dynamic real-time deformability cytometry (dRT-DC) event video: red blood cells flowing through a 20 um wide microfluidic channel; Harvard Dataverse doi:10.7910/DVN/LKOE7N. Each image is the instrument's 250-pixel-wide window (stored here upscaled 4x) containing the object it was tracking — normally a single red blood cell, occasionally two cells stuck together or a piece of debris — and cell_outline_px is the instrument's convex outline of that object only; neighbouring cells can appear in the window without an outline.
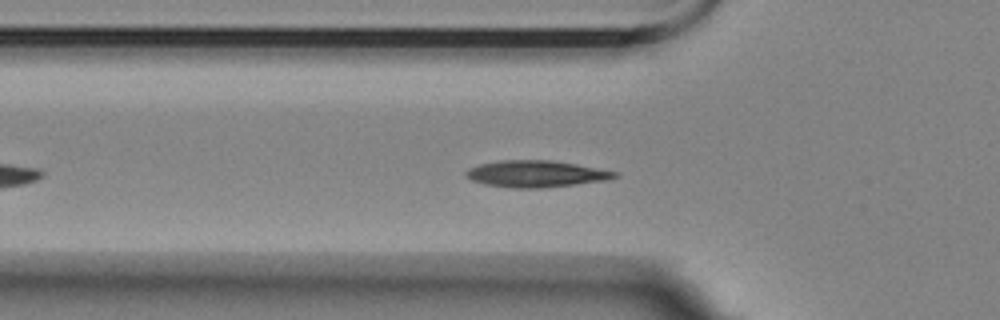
{"species": "Egyptian fruit bat (a non-hibernating species)", "species_latin": "Rousettus aegyptiacus", "temperature_condition": "room temperature", "stored_images_in_passage": 39, "camera_frame_rate_fps": 3000, "um_per_image_px": 0.085, "animal": {"sex": "female"}, "frame": {"image": 1, "passage_image": 10, "time_ms": 3.0, "image_size_px": [1000, 320], "cell_outline_px": [[620, 176], [608, 180], [576, 184], [540, 188], [512, 188], [484, 184], [472, 180], [464, 176], [464, 172], [468, 168], [480, 164], [500, 160], [552, 160], [576, 164], [620, 172]], "centroid_in_image_um": [45.57, 14.77], "position_along_channel_um": 80.2, "area_um2": 23.29}}
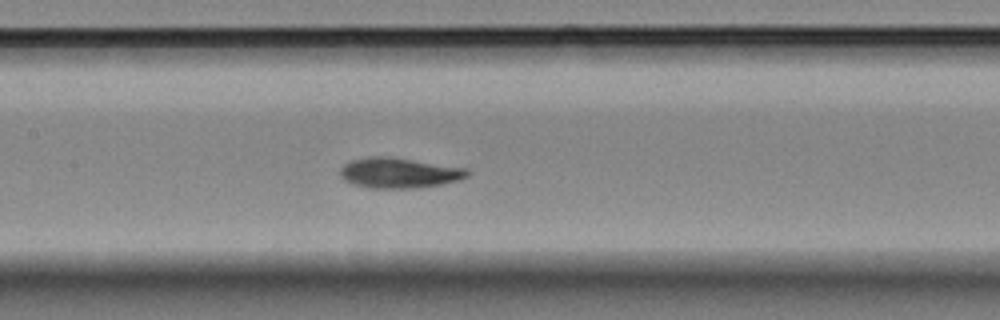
{"frame": {"image": 2, "passage_image": 18, "time_ms": 5.667, "image_size_px": [1000, 320], "cell_outline_px": [[472, 172], [468, 176], [460, 180], [420, 188], [372, 188], [352, 184], [344, 180], [340, 176], [340, 168], [344, 164], [352, 160], [368, 156], [388, 156], [468, 168]], "centroid_in_image_um": [33.94, 14.69], "position_along_channel_um": 173.5, "area_um2": 22.72}}
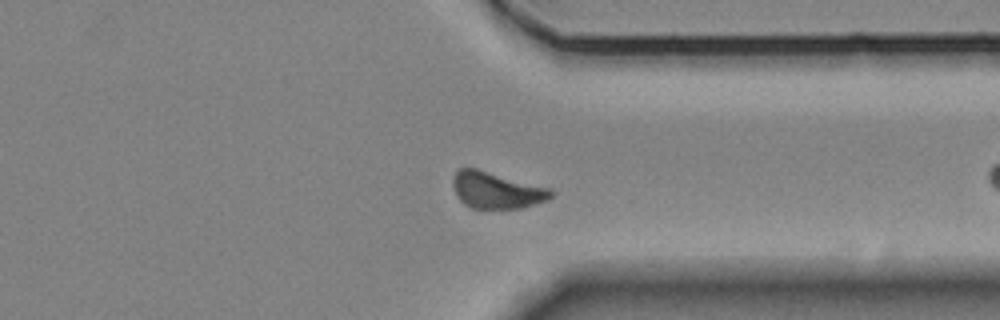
{"frame": {"image": 3, "passage_image": 31, "time_ms": 10.0, "image_size_px": [1000, 320], "cell_outline_px": [[556, 192], [548, 200], [524, 208], [472, 208], [464, 204], [460, 200], [452, 184], [452, 176], [460, 168], [476, 168], [552, 188]], "centroid_in_image_um": [42.25, 16.16], "position_along_channel_um": 369.2, "area_um2": 21.1}, "authors_computed_cell_mechanics": {"area_um2": 21.4438, "velocity_mm_per_s": 3.4905, "shape_relaxation_time_tau1_ms": 3.7786, "shape_relaxation_time_tau2_ms": null, "deformation_change_tau1": 0.1304, "deformation_change_tau2": null}}